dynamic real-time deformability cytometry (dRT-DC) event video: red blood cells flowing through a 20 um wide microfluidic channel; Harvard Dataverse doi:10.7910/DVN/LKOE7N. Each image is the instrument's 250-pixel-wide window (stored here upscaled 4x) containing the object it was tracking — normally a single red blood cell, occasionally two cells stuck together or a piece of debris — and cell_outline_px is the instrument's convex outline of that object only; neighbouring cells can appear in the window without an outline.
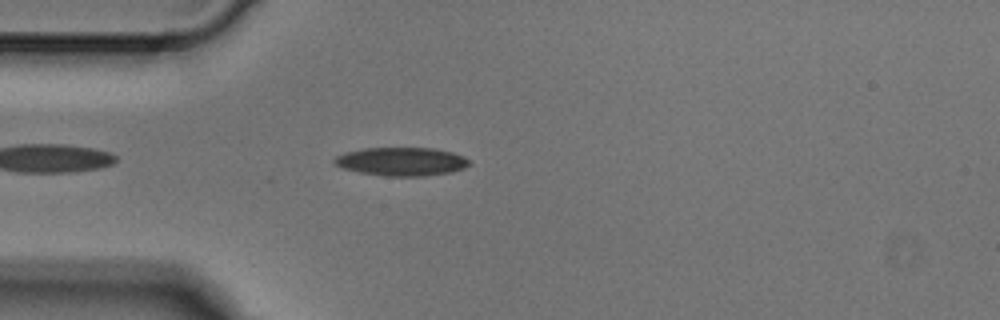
{"species": "Egyptian fruit bat (a non-hibernating species)", "species_latin": "Rousettus aegyptiacus", "temperature_condition": "cold", "stored_images_in_passage": 1, "camera_frame_rate_fps": 3000, "um_per_image_px": 0.085, "animal": {"sex": "male"}, "frame": {"image": 1, "passage_image": 1, "time_ms": 0.0, "image_size_px": [1000, 320], "cell_outline_px": [[472, 164], [464, 168], [452, 172], [428, 176], [384, 176], [360, 172], [344, 168], [336, 164], [332, 160], [336, 156], [344, 152], [364, 148], [432, 148], [452, 152], [464, 156]], "centroid_in_image_um": [34.16, 13.73], "position_along_channel_um": 50.8, "area_um2": 22.43}}